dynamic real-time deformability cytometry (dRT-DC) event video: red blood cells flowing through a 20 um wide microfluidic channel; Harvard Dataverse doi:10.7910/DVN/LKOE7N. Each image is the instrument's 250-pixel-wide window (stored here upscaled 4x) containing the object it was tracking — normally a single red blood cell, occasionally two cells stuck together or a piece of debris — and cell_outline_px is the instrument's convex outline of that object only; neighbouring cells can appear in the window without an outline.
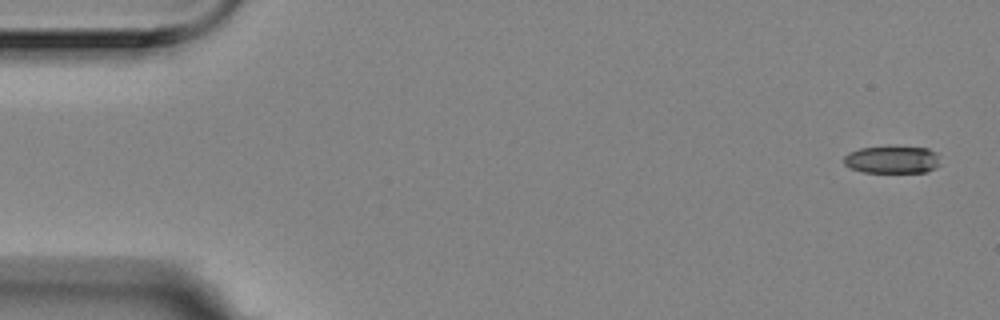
{"species": "Egyptian fruit bat (a non-hibernating species)", "species_latin": "Rousettus aegyptiacus", "temperature_condition": "room temperature", "stored_images_in_passage": 5, "camera_frame_rate_fps": 3000, "um_per_image_px": 0.085, "animal": {"sex": "female"}, "frame": {"image": 1, "passage_image": 1, "time_ms": 0.0, "image_size_px": [1000, 320], "cell_outline_px": [[940, 164], [936, 168], [924, 172], [864, 172], [852, 168], [844, 164], [844, 156], [848, 152], [860, 148], [888, 144], [896, 144], [928, 148], [936, 152], [940, 156]], "centroid_in_image_um": [75.87, 13.51], "position_along_channel_um": 9.1, "area_um2": 16.24}}
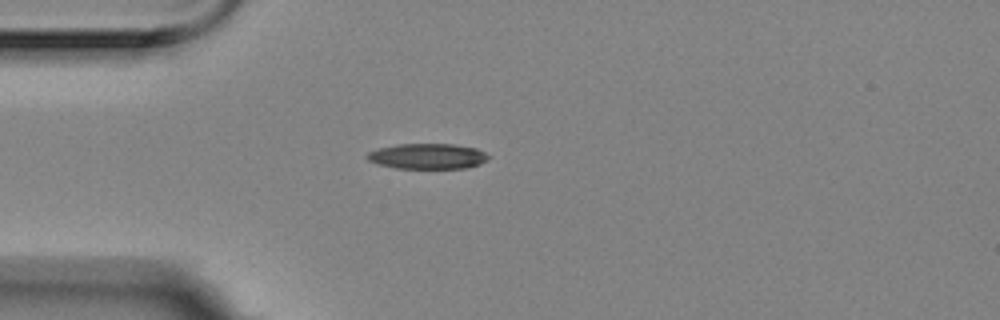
{"frame": {"image": 2, "passage_image": 5, "time_ms": 1.333, "image_size_px": [1000, 320], "cell_outline_px": [[492, 156], [488, 160], [480, 164], [464, 168], [396, 168], [380, 164], [368, 160], [364, 156], [368, 152], [380, 148], [400, 144], [452, 144], [476, 148]], "centroid_in_image_um": [36.38, 13.28], "position_along_channel_um": 48.6, "area_um2": 17.92}}